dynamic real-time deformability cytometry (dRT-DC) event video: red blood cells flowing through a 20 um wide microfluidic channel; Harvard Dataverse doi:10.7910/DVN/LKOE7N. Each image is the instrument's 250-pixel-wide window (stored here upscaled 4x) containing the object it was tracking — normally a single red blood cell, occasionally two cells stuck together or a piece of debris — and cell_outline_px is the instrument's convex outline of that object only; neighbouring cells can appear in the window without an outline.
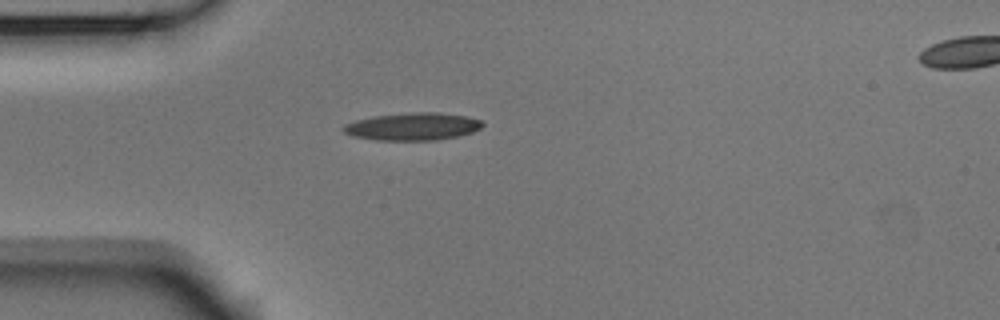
{"species": "Egyptian fruit bat (a non-hibernating species)", "species_latin": "Rousettus aegyptiacus", "temperature_condition": "room temperature", "stored_images_in_passage": 40, "camera_frame_rate_fps": 3000, "um_per_image_px": 0.085, "animal": {"sex": "male"}, "frame": {"image": 1, "passage_image": 1, "time_ms": 0.0, "image_size_px": [1000, 320], "cell_outline_px": [[484, 124], [480, 128], [472, 132], [456, 136], [436, 140], [376, 140], [352, 136], [344, 132], [340, 128], [344, 124], [356, 120], [372, 116], [416, 112], [436, 112], [468, 116], [484, 120]], "centroid_in_image_um": [35.07, 10.75], "position_along_channel_um": 49.9, "area_um2": 22.43}}
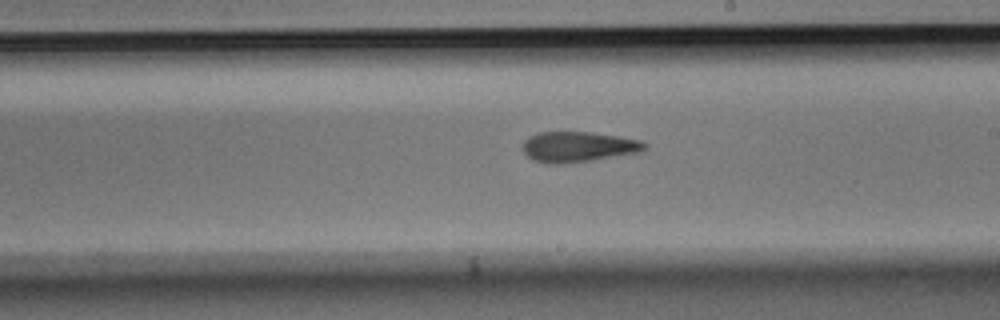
{"frame": {"image": 2, "passage_image": 17, "time_ms": 5.333, "image_size_px": [1000, 320], "cell_outline_px": [[648, 144], [640, 152], [588, 160], [556, 164], [548, 164], [532, 160], [524, 152], [524, 140], [528, 136], [540, 132], [592, 132], [620, 136], [640, 140]], "centroid_in_image_um": [49.13, 12.46], "position_along_channel_um": 239.9, "area_um2": 21.39}}
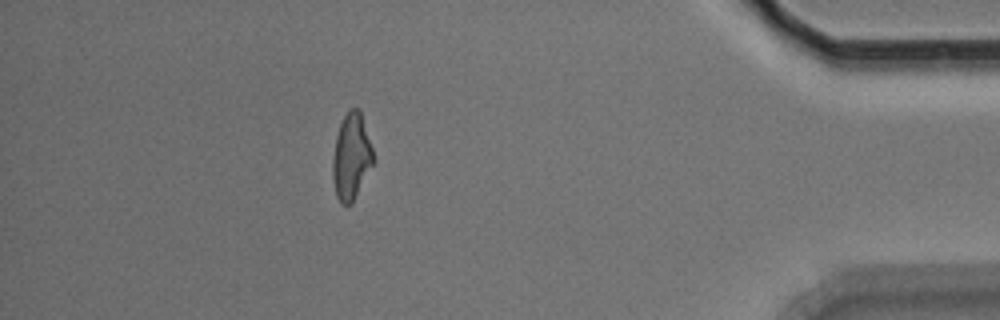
{"frame": {"image": 3, "passage_image": 34, "time_ms": 11.0, "image_size_px": [1000, 320], "cell_outline_px": [[376, 160], [352, 204], [340, 204], [336, 196], [332, 176], [332, 160], [336, 136], [340, 124], [348, 108], [360, 108]], "centroid_in_image_um": [29.88, 13.32], "position_along_channel_um": 405.3, "area_um2": 20.81}, "authors_computed_cell_mechanics": {"area_um2": 21.2126, "velocity_mm_per_s": 3.7553, "shape_relaxation_time_tau1_ms": 5.4113, "shape_relaxation_time_tau2_ms": 4.8317, "deformation_change_tau1": 0.176, "deformation_change_tau2": 0.1668}}